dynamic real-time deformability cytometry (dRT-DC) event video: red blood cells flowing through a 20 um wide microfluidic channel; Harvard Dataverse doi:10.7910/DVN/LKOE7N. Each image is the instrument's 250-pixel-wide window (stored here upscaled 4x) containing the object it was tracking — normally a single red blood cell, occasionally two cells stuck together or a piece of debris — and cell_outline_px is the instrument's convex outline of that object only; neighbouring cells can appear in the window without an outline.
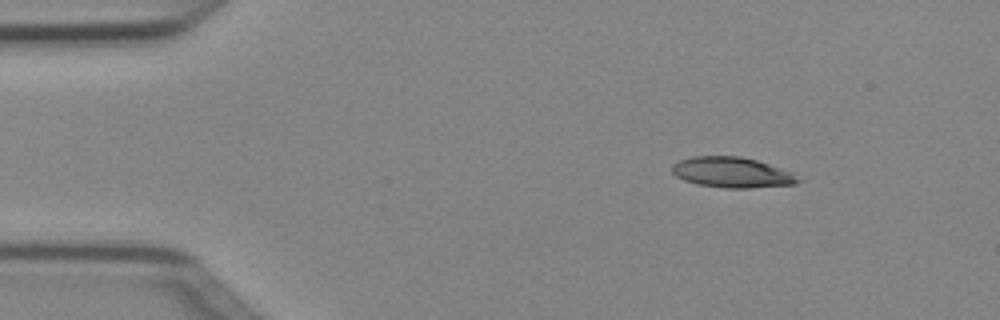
{"species": "Egyptian fruit bat (a non-hibernating species)", "species_latin": "Rousettus aegyptiacus", "temperature_condition": "cold", "stored_images_in_passage": 4, "camera_frame_rate_fps": 3000, "um_per_image_px": 0.085, "animal": {"sex": "female"}, "frame": {"image": 1, "passage_image": 2, "time_ms": 0.333, "image_size_px": [1000, 320], "cell_outline_px": [[800, 180], [796, 184], [752, 188], [724, 188], [696, 184], [684, 180], [676, 176], [672, 172], [672, 164], [680, 160], [692, 156], [740, 156], [756, 160], [792, 172]], "centroid_in_image_um": [62.19, 14.66], "position_along_channel_um": 22.8, "area_um2": 22.37}}